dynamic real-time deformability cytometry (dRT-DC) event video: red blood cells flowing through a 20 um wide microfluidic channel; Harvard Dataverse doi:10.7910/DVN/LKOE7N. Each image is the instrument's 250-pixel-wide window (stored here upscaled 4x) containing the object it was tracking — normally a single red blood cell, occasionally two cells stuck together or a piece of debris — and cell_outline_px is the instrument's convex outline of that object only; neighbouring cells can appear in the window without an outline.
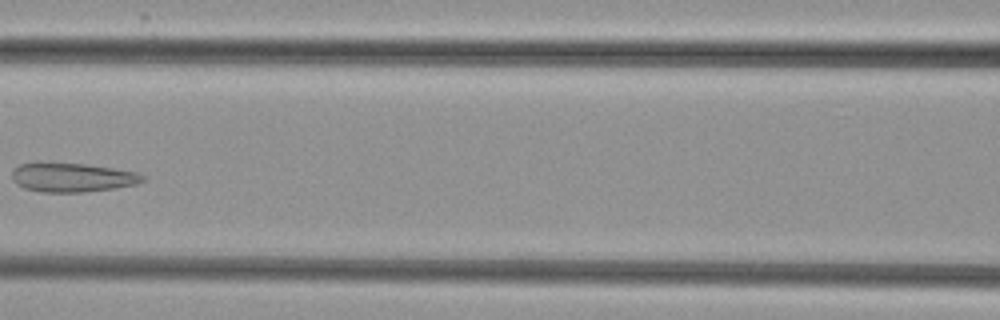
{"species": "common noctule bat (a hibernating species)", "species_latin": "Nyctalus noctula", "temperature_condition": "cold", "stored_images_in_passage": 9, "camera_frame_rate_fps": 3000, "um_per_image_px": 0.085, "animal": {"sex": "female", "body_mass_g": 29.2, "forearm_length_mm": 56.3}, "frame": {"image": 1, "passage_image": 8, "time_ms": 8.0, "image_size_px": [1000, 320], "cell_outline_px": [[144, 180], [136, 184], [116, 188], [84, 192], [40, 192], [24, 188], [16, 184], [12, 180], [12, 172], [20, 164], [84, 164], [112, 168], [136, 172], [144, 176]], "centroid_in_image_um": [6.15, 15.11], "position_along_channel_um": 160.4, "area_um2": 21.68}}
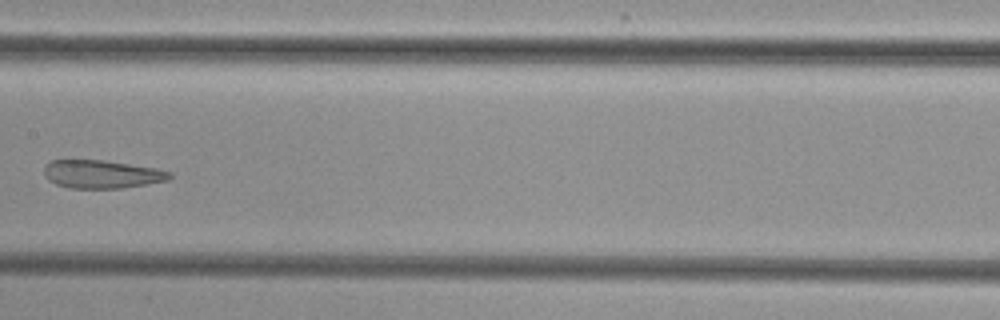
{"frame": {"image": 2, "passage_image": 9, "time_ms": 9.0, "image_size_px": [1000, 320], "cell_outline_px": [[172, 176], [168, 180], [148, 184], [120, 188], [68, 188], [56, 184], [48, 180], [44, 176], [44, 168], [52, 160], [104, 160], [156, 168], [172, 172]], "centroid_in_image_um": [8.66, 14.81], "position_along_channel_um": 198.7, "area_um2": 20.63}}